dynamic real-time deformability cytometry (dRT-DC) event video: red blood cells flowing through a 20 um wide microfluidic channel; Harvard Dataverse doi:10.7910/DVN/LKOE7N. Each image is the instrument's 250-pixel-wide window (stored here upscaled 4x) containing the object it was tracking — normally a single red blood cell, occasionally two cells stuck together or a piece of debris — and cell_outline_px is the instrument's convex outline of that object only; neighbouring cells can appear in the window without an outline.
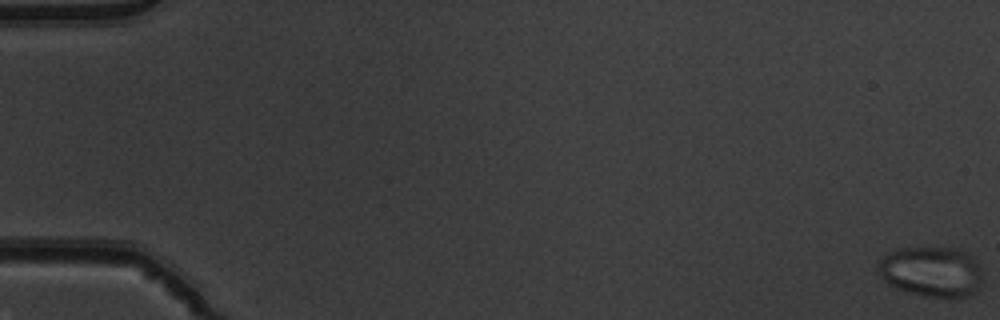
{"species": "common noctule bat (a hibernating species)", "species_latin": "Nyctalus noctula", "temperature_condition": "warm", "stored_images_in_passage": 11, "camera_frame_rate_fps": 3000, "um_per_image_px": 0.085, "animal": {"sex": "male", "body_mass_g": 19.5, "forearm_length_mm": 54.6}, "frame": {"image": 1, "passage_image": 1, "time_ms": 0.0, "image_size_px": [1000, 320], "cell_outline_px": [[980, 284], [976, 292], [968, 296], [928, 296], [896, 288], [888, 284], [880, 276], [880, 260], [888, 252], [896, 248], [952, 248], [968, 252], [976, 260], [980, 272]], "centroid_in_image_um": [79.17, 23.07], "position_along_channel_um": 5.8, "area_um2": 30.11}}